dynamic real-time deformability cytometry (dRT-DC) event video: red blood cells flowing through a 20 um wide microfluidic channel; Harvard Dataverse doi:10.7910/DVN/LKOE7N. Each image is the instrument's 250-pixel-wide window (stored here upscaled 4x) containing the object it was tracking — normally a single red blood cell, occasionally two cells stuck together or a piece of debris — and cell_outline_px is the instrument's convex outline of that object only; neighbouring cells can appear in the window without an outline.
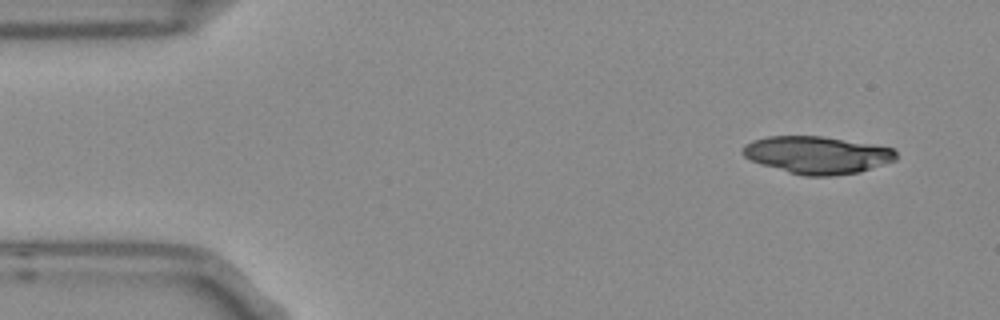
{"species": "Egyptian fruit bat (a non-hibernating species)", "species_latin": "Rousettus aegyptiacus", "temperature_condition": "room temperature", "stored_images_in_passage": 5, "segment_of_instrument_passage": [1, 2], "camera_frame_rate_fps": 3000, "um_per_image_px": 0.085, "frame": {"image": 1, "passage_image": 1, "time_ms": 0.0, "image_size_px": [1000, 320], "cell_outline_px": [[896, 160], [860, 172], [832, 176], [804, 176], [788, 172], [760, 164], [744, 156], [744, 144], [752, 140], [768, 136], [820, 136], [892, 148], [896, 152]], "centroid_in_image_um": [69.44, 13.18], "position_along_channel_um": 15.6, "area_um2": 33.12}}